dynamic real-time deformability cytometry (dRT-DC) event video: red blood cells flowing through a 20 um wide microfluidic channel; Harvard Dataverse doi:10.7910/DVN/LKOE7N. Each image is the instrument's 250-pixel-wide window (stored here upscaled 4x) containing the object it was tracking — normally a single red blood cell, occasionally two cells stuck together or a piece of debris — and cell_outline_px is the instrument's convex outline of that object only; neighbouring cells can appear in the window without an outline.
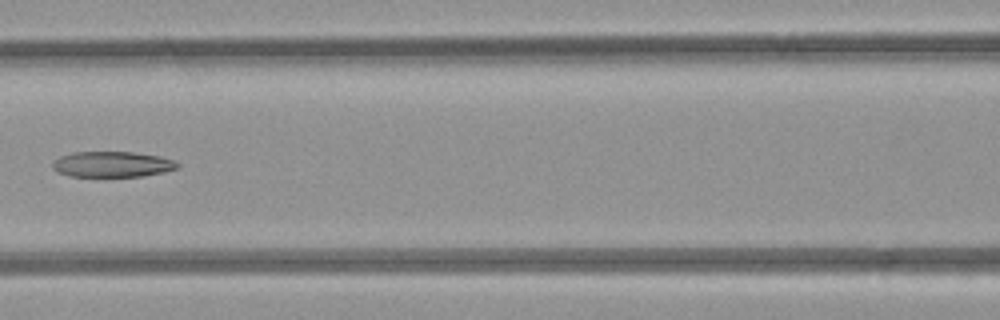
{"species": "common noctule bat (a hibernating species)", "species_latin": "Nyctalus noctula", "temperature_condition": "room temperature", "stored_images_in_passage": 5, "camera_frame_rate_fps": 3000, "um_per_image_px": 0.085, "animal": {"sex": "female", "body_mass_g": 21.9}, "frame": {"image": 1, "passage_image": 5, "time_ms": 5.333, "image_size_px": [1000, 320], "cell_outline_px": [[180, 168], [164, 172], [144, 176], [68, 176], [56, 172], [52, 168], [52, 164], [60, 156], [72, 152], [132, 152], [160, 156], [176, 160], [180, 164]], "centroid_in_image_um": [9.58, 13.96], "position_along_channel_um": 157.0, "area_um2": 18.84}}